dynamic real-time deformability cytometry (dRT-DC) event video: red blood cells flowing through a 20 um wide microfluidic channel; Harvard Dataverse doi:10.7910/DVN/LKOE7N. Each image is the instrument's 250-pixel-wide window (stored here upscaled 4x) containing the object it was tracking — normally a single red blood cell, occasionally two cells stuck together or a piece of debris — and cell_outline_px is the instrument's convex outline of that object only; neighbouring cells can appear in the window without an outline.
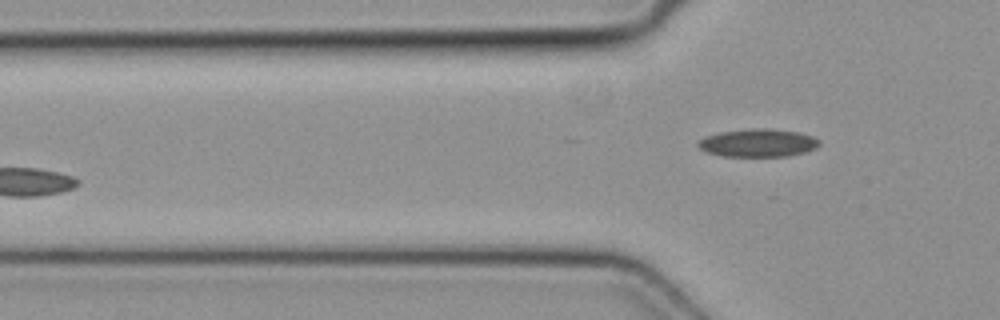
{"species": "common noctule bat (a hibernating species)", "species_latin": "Nyctalus noctula", "temperature_condition": "cold", "stored_images_in_passage": 4, "camera_frame_rate_fps": 3000, "um_per_image_px": 0.085, "animal": {"sex": "female", "body_mass_g": 19.3, "forearm_length_mm": 54.1}, "frame": {"image": 1, "passage_image": 4, "time_ms": 1.0, "image_size_px": [1000, 320], "cell_outline_px": [[820, 144], [816, 148], [804, 152], [788, 156], [724, 156], [708, 152], [700, 148], [696, 144], [704, 136], [720, 132], [752, 128], [764, 128], [800, 132], [812, 136], [820, 140]], "centroid_in_image_um": [64.45, 12.14], "position_along_channel_um": 61.4, "area_um2": 19.71}}